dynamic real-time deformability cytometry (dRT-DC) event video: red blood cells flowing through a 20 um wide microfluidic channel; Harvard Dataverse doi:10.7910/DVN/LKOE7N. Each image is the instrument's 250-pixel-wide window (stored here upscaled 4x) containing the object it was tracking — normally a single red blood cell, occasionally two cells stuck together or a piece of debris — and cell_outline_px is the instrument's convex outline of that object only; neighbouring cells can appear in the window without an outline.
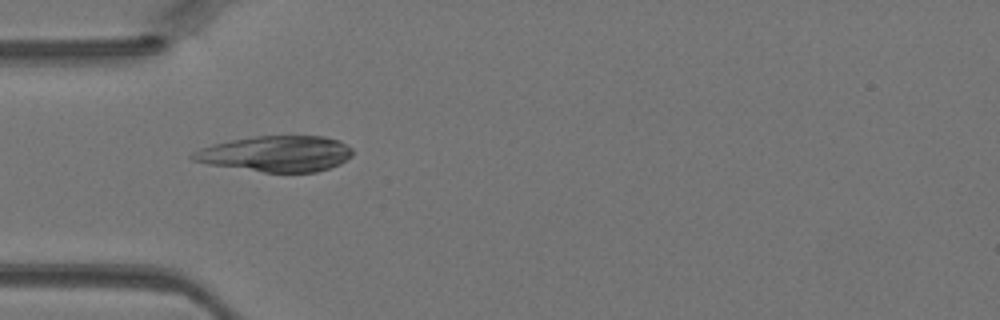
{"species": "Egyptian fruit bat (a non-hibernating species)", "species_latin": "Rousettus aegyptiacus", "temperature_condition": "warm", "stored_images_in_passage": 44, "camera_frame_rate_fps": 3000, "um_per_image_px": 0.085, "animal": {"sex": "female"}, "frame": {"image": 1, "passage_image": 13, "time_ms": 4.0, "image_size_px": [1000, 320], "cell_outline_px": [[352, 156], [340, 164], [316, 172], [264, 172], [208, 164], [192, 160], [188, 156], [192, 152], [200, 148], [232, 140], [256, 136], [324, 136], [340, 140], [348, 144], [352, 148]], "centroid_in_image_um": [23.5, 13.07], "position_along_channel_um": 61.5, "area_um2": 33.35}}
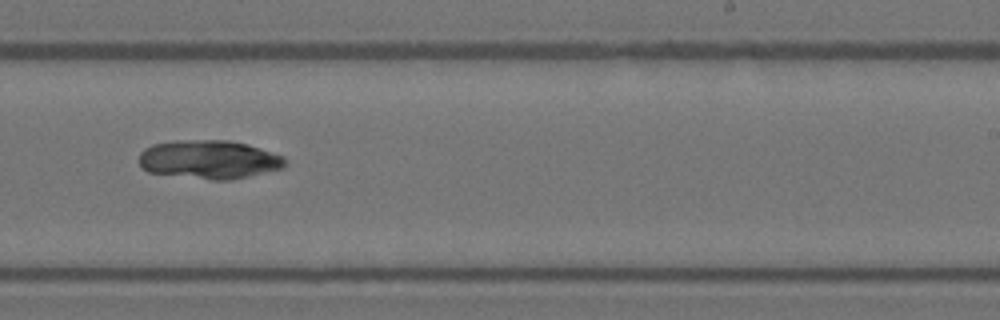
{"frame": {"image": 2, "passage_image": 27, "time_ms": 8.667, "image_size_px": [1000, 320], "cell_outline_px": [[288, 164], [284, 168], [248, 176], [228, 180], [212, 180], [148, 172], [140, 164], [140, 152], [144, 148], [152, 144], [176, 140], [228, 140], [248, 144], [284, 156], [288, 160]], "centroid_in_image_um": [17.81, 13.55], "position_along_channel_um": 271.2, "area_um2": 33.06}}
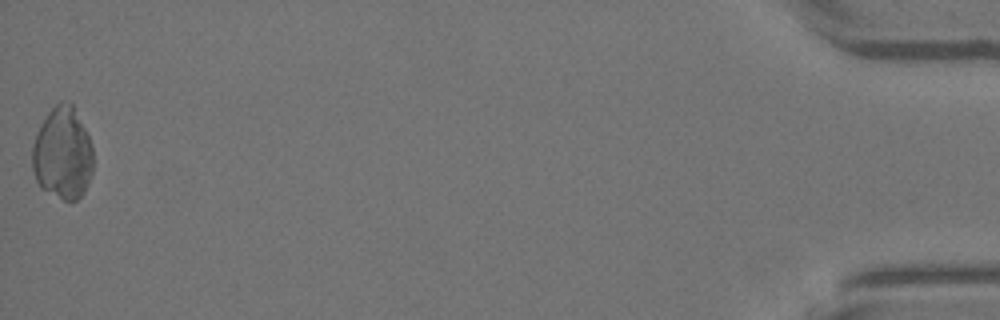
{"frame": {"image": 3, "passage_image": 44, "time_ms": 14.333, "image_size_px": [1000, 320], "cell_outline_px": [[92, 172], [88, 184], [84, 192], [76, 200], [64, 200], [40, 188], [36, 180], [32, 168], [32, 144], [40, 124], [48, 112], [60, 100], [68, 100], [72, 104], [92, 144]], "centroid_in_image_um": [5.3, 13.03], "position_along_channel_um": 429.9, "area_um2": 32.83}}